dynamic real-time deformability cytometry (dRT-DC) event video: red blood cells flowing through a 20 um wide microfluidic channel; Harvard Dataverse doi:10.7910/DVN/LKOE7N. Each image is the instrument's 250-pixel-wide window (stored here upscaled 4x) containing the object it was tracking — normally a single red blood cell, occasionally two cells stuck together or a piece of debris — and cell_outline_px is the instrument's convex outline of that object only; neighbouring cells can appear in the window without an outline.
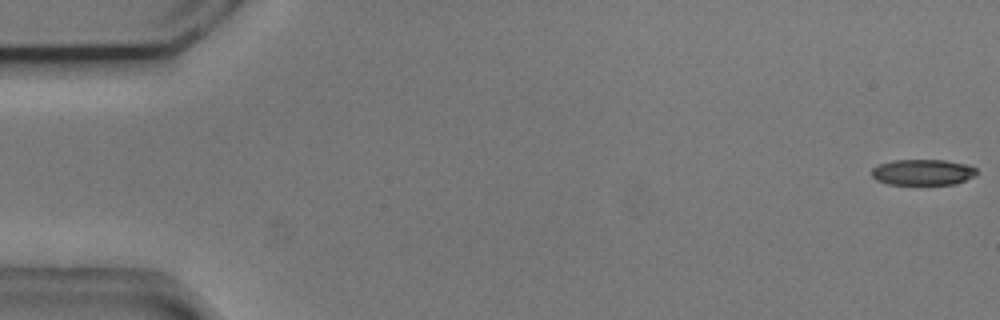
{"species": "common noctule bat (a hibernating species)", "species_latin": "Nyctalus noctula", "temperature_condition": "cold", "stored_images_in_passage": 52, "camera_frame_rate_fps": 3000, "um_per_image_px": 0.085, "animal": {"sex": "male", "body_mass_g": 20.5, "forearm_length_mm": 52.5}, "frame": {"image": 1, "passage_image": 1, "time_ms": 0.0, "image_size_px": [1000, 320], "cell_outline_px": [[976, 172], [972, 176], [956, 184], [888, 184], [876, 180], [872, 176], [872, 168], [880, 164], [892, 160], [944, 160], [964, 164], [976, 168]], "centroid_in_image_um": [78.39, 14.64], "position_along_channel_um": 6.6, "area_um2": 15.61}}
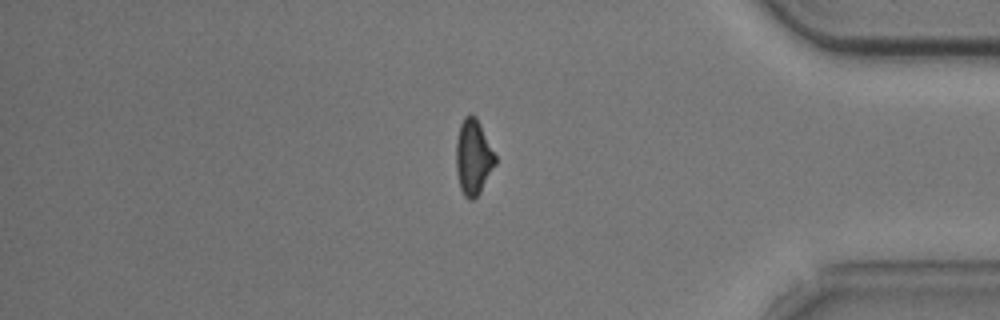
{"frame": {"image": 2, "passage_image": 46, "time_ms": 15.0, "image_size_px": [1000, 320], "cell_outline_px": [[496, 164], [480, 192], [472, 200], [468, 200], [464, 196], [460, 188], [456, 172], [456, 140], [460, 124], [464, 116], [476, 116], [496, 156]], "centroid_in_image_um": [40.22, 13.38], "position_along_channel_um": 395.0, "area_um2": 17.17}}